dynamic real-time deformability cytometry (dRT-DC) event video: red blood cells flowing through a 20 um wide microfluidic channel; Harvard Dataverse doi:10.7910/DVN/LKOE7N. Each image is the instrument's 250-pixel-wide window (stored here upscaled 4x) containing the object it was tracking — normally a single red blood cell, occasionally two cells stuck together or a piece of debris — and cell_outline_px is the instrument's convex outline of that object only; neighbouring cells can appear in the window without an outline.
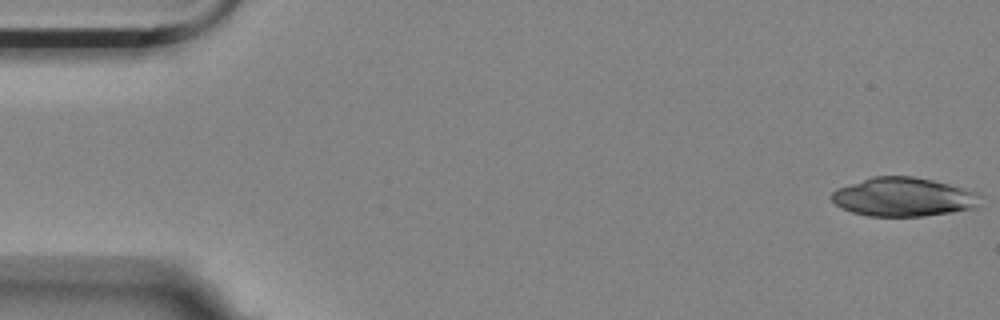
{"species": "Egyptian fruit bat (a non-hibernating species)", "species_latin": "Rousettus aegyptiacus", "temperature_condition": "room temperature", "stored_images_in_passage": 3, "camera_frame_rate_fps": 3000, "um_per_image_px": 0.085, "animal": {"sex": "female"}, "frame": {"image": 1, "passage_image": 1, "time_ms": 0.0, "image_size_px": [1000, 320], "cell_outline_px": [[980, 196], [976, 208], [952, 212], [924, 216], [868, 216], [852, 212], [836, 204], [832, 200], [832, 192], [840, 188], [872, 176], [912, 176], [932, 180], [960, 188], [972, 192]], "centroid_in_image_um": [76.77, 16.75], "position_along_channel_um": 8.2, "area_um2": 33.0}}